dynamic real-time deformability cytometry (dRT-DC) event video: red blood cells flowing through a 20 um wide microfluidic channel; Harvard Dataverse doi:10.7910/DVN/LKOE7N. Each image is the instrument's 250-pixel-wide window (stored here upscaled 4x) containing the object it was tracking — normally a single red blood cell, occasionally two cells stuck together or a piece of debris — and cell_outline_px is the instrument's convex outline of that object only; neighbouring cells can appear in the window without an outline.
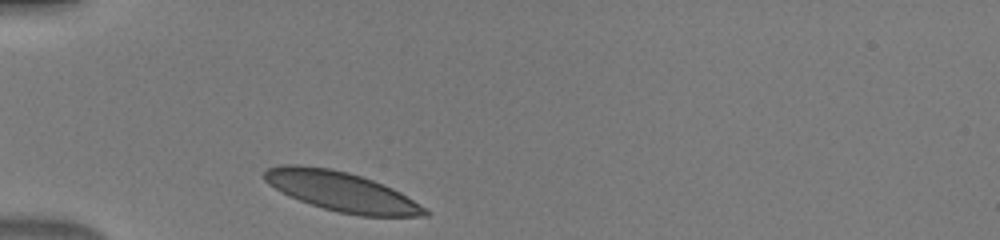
{"species": "human", "species_latin": "Homo sapiens", "temperature_condition": "warm", "stored_images_in_passage": 29, "camera_frame_rate_fps": 3000, "um_per_image_px": 0.085, "donor": {"sex": "male"}, "frame": {"image": 1, "passage_image": 1, "time_ms": 0.0, "image_size_px": [1000, 240], "cell_outline_px": [[432, 212], [428, 216], [360, 216], [340, 212], [324, 208], [300, 200], [268, 184], [264, 180], [264, 172], [268, 168], [280, 164], [300, 164], [332, 168], [348, 172], [384, 184], [400, 192], [428, 208]], "centroid_in_image_um": [29.07, 16.27], "position_along_channel_um": 55.9, "area_um2": 36.93}}
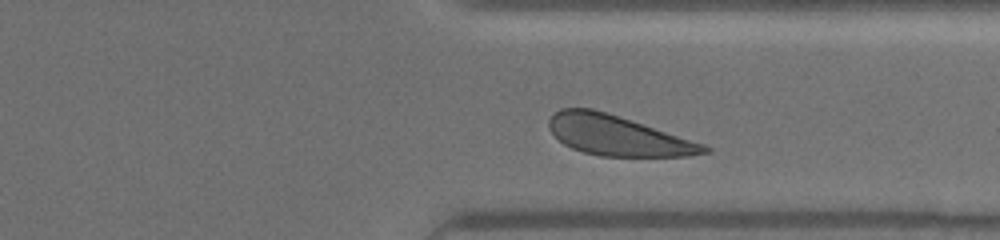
{"frame": {"image": 2, "passage_image": 25, "time_ms": 8.0, "image_size_px": [1000, 240], "cell_outline_px": [[712, 152], [688, 156], [600, 156], [584, 152], [572, 148], [564, 144], [548, 128], [548, 120], [560, 108], [592, 108], [704, 144], [712, 148]], "centroid_in_image_um": [52.49, 11.53], "position_along_channel_um": 358.9, "area_um2": 35.6}}